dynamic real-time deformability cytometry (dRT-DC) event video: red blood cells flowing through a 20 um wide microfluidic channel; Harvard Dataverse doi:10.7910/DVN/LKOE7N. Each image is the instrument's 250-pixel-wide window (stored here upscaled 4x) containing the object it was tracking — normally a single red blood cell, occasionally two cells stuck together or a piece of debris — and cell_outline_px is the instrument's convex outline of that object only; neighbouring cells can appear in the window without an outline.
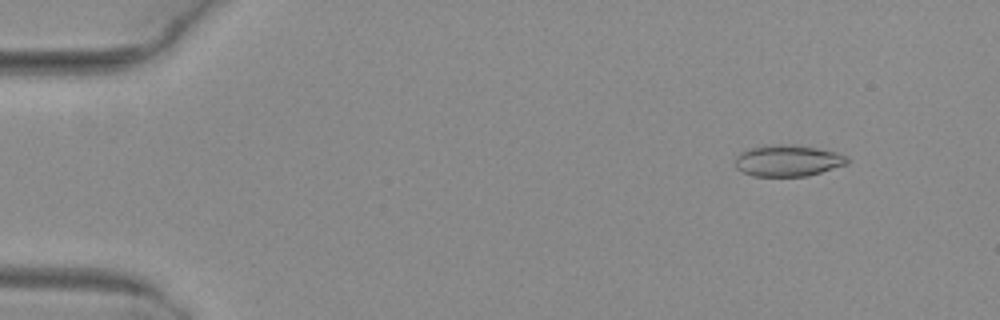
{"species": "common noctule bat (a hibernating species)", "species_latin": "Nyctalus noctula", "temperature_condition": "warm", "stored_images_in_passage": 5, "camera_frame_rate_fps": 3000, "um_per_image_px": 0.085, "animal": {"sex": "female", "body_mass_g": 29.2, "forearm_length_mm": 56.3}, "frame": {"image": 1, "passage_image": 2, "time_ms": 0.333, "image_size_px": [1000, 320], "cell_outline_px": [[848, 164], [808, 176], [752, 176], [736, 168], [736, 156], [740, 152], [764, 144], [792, 144], [816, 148], [836, 152], [848, 156]], "centroid_in_image_um": [66.97, 13.65], "position_along_channel_um": 18.0, "area_um2": 20.63}}